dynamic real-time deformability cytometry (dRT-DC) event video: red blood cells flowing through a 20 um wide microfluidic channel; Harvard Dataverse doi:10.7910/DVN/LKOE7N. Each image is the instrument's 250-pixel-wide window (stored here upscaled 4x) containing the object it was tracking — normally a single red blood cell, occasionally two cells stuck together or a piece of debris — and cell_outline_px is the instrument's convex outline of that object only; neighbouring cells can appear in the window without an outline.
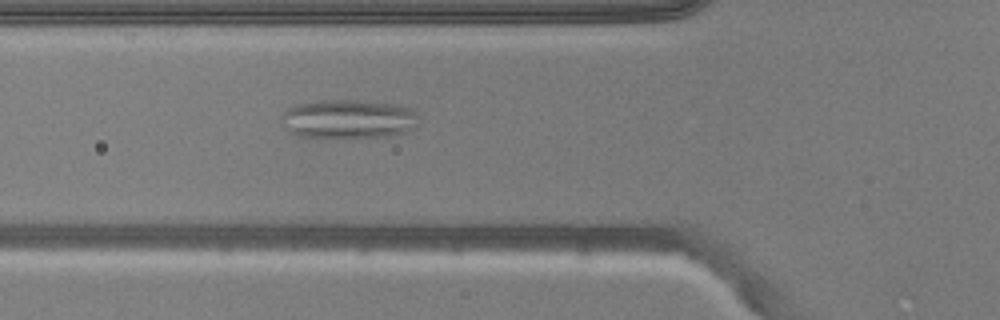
{"species": "common noctule bat (a hibernating species)", "species_latin": "Nyctalus noctula", "temperature_condition": "warm", "stored_images_in_passage": 46, "camera_frame_rate_fps": 3000, "um_per_image_px": 0.085, "animal": {"sex": "male", "body_mass_g": 20.5, "forearm_length_mm": 52.5}, "frame": {"image": 1, "passage_image": 13, "time_ms": 4.0, "image_size_px": [1000, 320], "cell_outline_px": [[416, 128], [404, 132], [388, 136], [296, 136], [292, 132], [280, 116], [288, 108], [296, 104], [320, 100], [356, 100], [404, 104], [412, 108], [416, 112]], "centroid_in_image_um": [29.68, 10.07], "position_along_channel_um": 96.1, "area_um2": 30.81}}
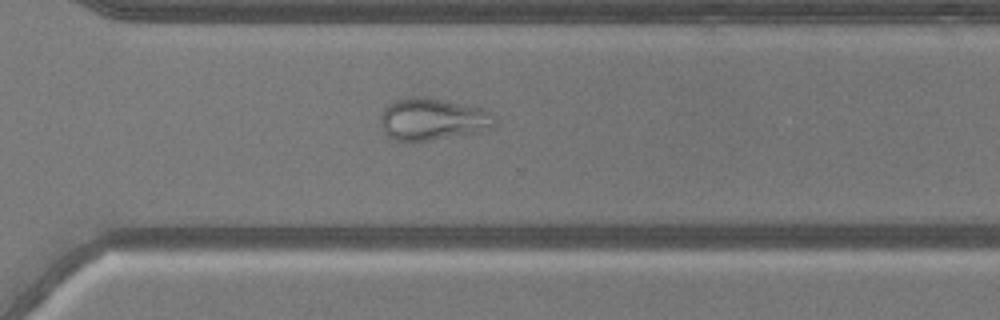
{"frame": {"image": 2, "passage_image": 31, "time_ms": 10.0, "image_size_px": [1000, 320], "cell_outline_px": [[496, 128], [480, 132], [408, 144], [396, 140], [388, 136], [384, 132], [380, 120], [380, 116], [384, 108], [388, 104], [396, 100], [408, 96], [412, 96], [440, 100], [484, 108], [496, 116]], "centroid_in_image_um": [36.79, 10.17], "position_along_channel_um": 333.8, "area_um2": 28.55}}
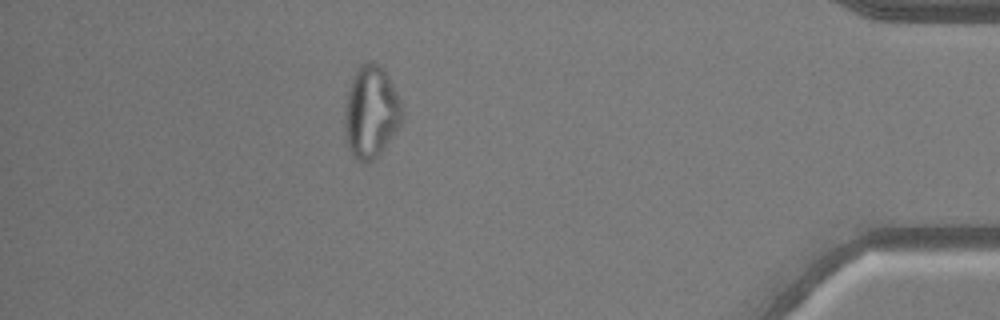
{"frame": {"image": 3, "passage_image": 40, "time_ms": 13.0, "image_size_px": [1000, 320], "cell_outline_px": [[404, 120], [384, 148], [372, 160], [364, 164], [356, 160], [348, 148], [344, 132], [344, 104], [352, 76], [360, 64], [368, 60], [372, 60], [380, 64], [388, 76], [400, 100], [404, 116]], "centroid_in_image_um": [31.52, 9.51], "position_along_channel_um": 403.7, "area_um2": 31.44}, "authors_computed_cell_mechanics": {"area_um2": 29.7092, "velocity_mm_per_s": 3.9629, "shape_relaxation_time_tau1_ms": null, "shape_relaxation_time_tau2_ms": 1.0531, "deformation_change_tau1": null, "deformation_change_tau2": 0.0741}}